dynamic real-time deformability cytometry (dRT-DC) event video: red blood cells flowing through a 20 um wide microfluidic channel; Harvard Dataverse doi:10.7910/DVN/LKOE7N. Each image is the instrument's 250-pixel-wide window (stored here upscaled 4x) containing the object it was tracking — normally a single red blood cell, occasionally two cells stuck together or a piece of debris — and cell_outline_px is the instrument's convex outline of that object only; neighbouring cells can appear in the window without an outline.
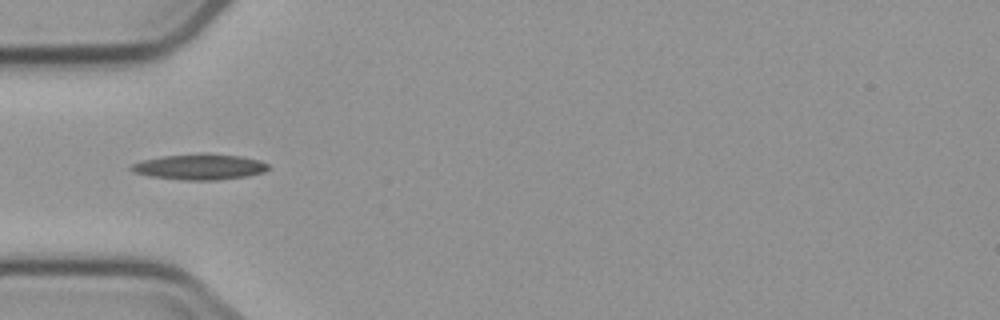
{"species": "common noctule bat (a hibernating species)", "species_latin": "Nyctalus noctula", "temperature_condition": "cold", "stored_images_in_passage": 6, "camera_frame_rate_fps": 3000, "um_per_image_px": 0.085, "animal": {"sex": "male", "body_mass_g": 23.1, "forearm_length_mm": 52.7}, "frame": {"image": 1, "passage_image": 5, "time_ms": 5.0, "image_size_px": [1000, 320], "cell_outline_px": [[268, 168], [264, 172], [248, 176], [216, 180], [184, 180], [148, 176], [136, 172], [128, 168], [132, 164], [144, 160], [164, 156], [240, 156], [260, 160], [268, 164]], "centroid_in_image_um": [16.98, 14.23], "position_along_channel_um": 68.0, "area_um2": 19.48}}
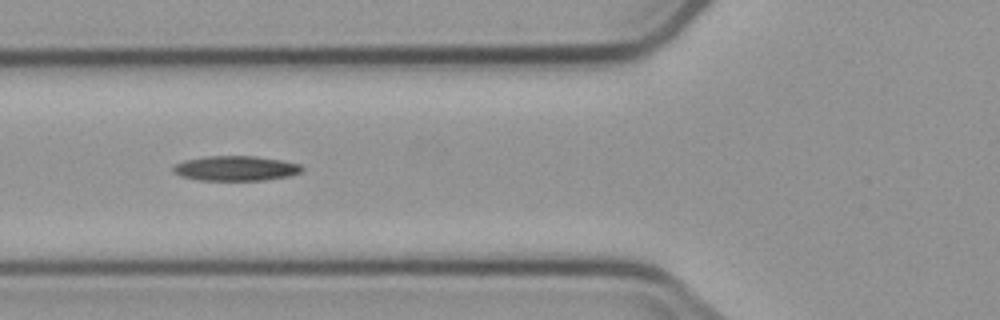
{"frame": {"image": 2, "passage_image": 6, "time_ms": 6.0, "image_size_px": [1000, 320], "cell_outline_px": [[304, 168], [300, 172], [288, 176], [264, 180], [200, 180], [180, 176], [172, 172], [172, 168], [176, 164], [184, 160], [208, 156], [252, 156], [280, 160], [300, 164]], "centroid_in_image_um": [20.0, 14.31], "position_along_channel_um": 105.8, "area_um2": 18.55}}